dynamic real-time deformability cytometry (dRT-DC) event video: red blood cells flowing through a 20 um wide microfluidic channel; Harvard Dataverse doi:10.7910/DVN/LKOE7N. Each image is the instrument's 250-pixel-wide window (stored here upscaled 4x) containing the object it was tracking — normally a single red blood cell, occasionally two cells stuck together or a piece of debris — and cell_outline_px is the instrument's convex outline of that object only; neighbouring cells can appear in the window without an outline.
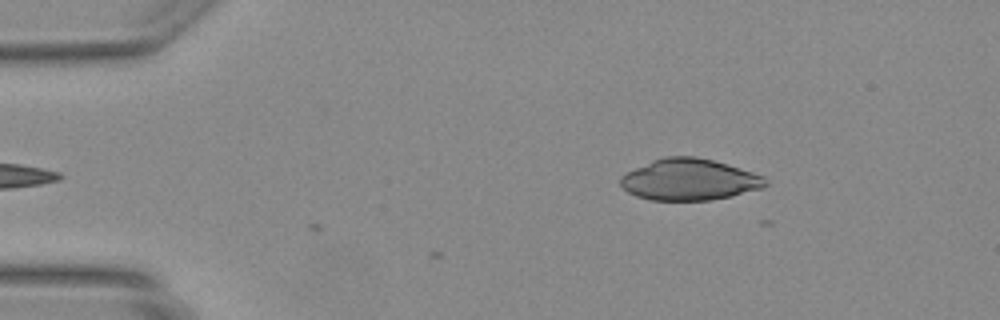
{"species": "Egyptian fruit bat (a non-hibernating species)", "species_latin": "Rousettus aegyptiacus", "temperature_condition": "warm", "stored_images_in_passage": 3, "camera_frame_rate_fps": 3000, "um_per_image_px": 0.085, "animal": {"sex": "female"}, "frame": {"image": 1, "passage_image": 3, "time_ms": 0.667, "image_size_px": [1000, 320], "cell_outline_px": [[768, 184], [764, 188], [732, 196], [708, 200], [652, 200], [636, 196], [628, 192], [620, 184], [620, 176], [652, 160], [664, 156], [696, 156], [712, 160], [752, 172], [764, 176]], "centroid_in_image_um": [58.6, 15.27], "position_along_channel_um": 26.4, "area_um2": 34.85}}